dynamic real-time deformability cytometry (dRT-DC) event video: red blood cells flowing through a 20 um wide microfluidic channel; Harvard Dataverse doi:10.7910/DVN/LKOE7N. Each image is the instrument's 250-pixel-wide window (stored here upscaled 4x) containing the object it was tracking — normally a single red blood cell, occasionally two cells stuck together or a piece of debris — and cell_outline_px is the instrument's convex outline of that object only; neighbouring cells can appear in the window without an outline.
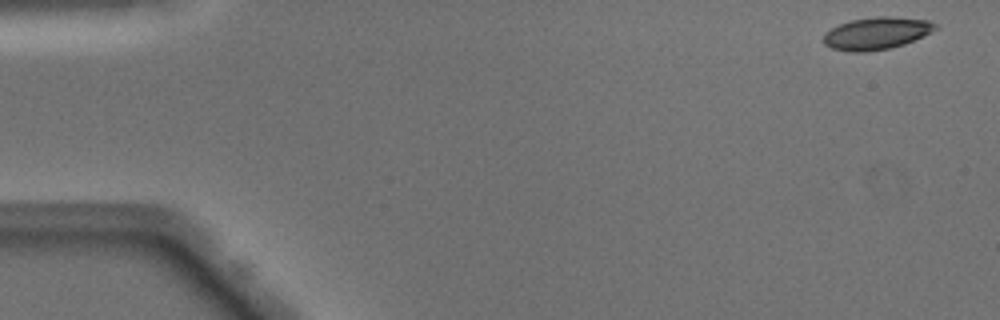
{"species": "Egyptian fruit bat (a non-hibernating species)", "species_latin": "Rousettus aegyptiacus", "temperature_condition": "warm", "stored_images_in_passage": 8, "camera_frame_rate_fps": 3000, "um_per_image_px": 0.085, "animal": {"sex": "male"}, "frame": {"image": 1, "passage_image": 1, "time_ms": 0.0, "image_size_px": [1000, 320], "cell_outline_px": [[936, 28], [904, 44], [888, 48], [864, 52], [848, 52], [832, 48], [824, 44], [824, 32], [840, 24], [852, 20], [876, 16], [892, 16], [928, 20], [936, 24]], "centroid_in_image_um": [74.45, 2.82], "position_along_channel_um": 10.6, "area_um2": 20.69}}